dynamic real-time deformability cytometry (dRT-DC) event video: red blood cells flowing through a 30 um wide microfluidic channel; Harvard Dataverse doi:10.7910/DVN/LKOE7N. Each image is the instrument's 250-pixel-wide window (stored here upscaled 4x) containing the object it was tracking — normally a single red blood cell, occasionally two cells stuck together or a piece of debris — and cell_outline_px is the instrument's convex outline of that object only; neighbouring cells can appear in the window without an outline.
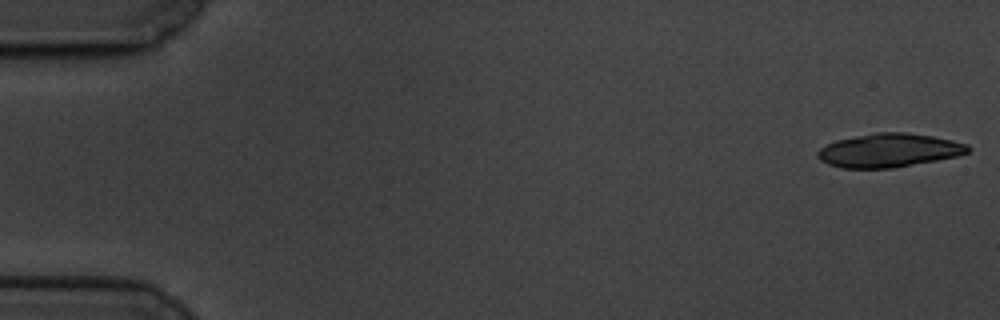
{"species": "common noctule bat (a hibernating species)", "species_latin": "Nyctalus noctula", "temperature_condition": "cold", "stored_images_in_passage": 17, "camera_frame_rate_fps": 3000, "um_per_image_px": 0.085, "animal": {"sex": "male", "body_mass_g": 19.5, "forearm_length_mm": 54.6}, "frame": {"image": 1, "passage_image": 1, "time_ms": 0.0, "image_size_px": [1000, 320], "cell_outline_px": [[972, 148], [968, 152], [956, 156], [936, 160], [892, 168], [840, 168], [828, 164], [820, 160], [816, 156], [816, 152], [820, 148], [836, 140], [876, 132], [904, 132], [932, 136], [952, 140], [968, 144]], "centroid_in_image_um": [75.55, 12.78], "position_along_channel_um": 9.5, "area_um2": 29.42}}